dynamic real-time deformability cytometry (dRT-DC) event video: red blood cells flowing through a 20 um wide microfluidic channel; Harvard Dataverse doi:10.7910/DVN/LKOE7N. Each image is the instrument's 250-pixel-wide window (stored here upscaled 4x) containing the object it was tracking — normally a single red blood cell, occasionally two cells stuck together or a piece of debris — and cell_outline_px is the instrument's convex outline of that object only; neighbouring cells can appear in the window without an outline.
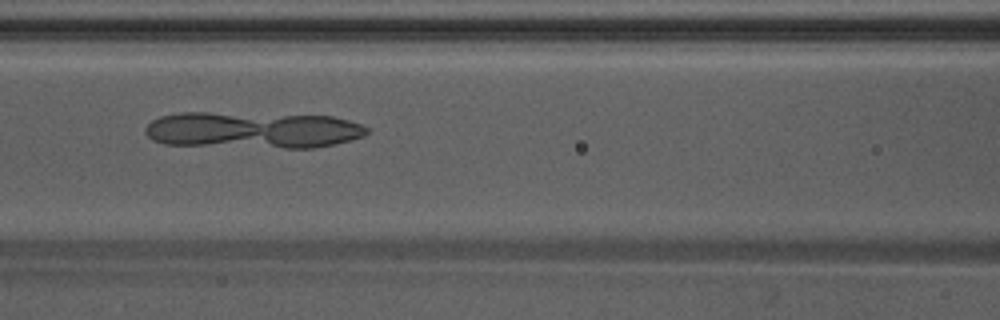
{"species": "Egyptian fruit bat (a non-hibernating species)", "species_latin": "Rousettus aegyptiacus", "temperature_condition": "warm", "stored_images_in_passage": 36, "camera_frame_rate_fps": 3000, "um_per_image_px": 0.085, "animal": {"sex": "male"}, "frame": {"image": 1, "passage_image": 11, "time_ms": 3.333, "image_size_px": [1000, 320], "cell_outline_px": [[368, 132], [364, 136], [316, 148], [284, 148], [164, 144], [152, 140], [144, 132], [144, 128], [152, 120], [160, 116], [180, 112], [208, 112], [332, 116], [364, 124], [368, 128]], "centroid_in_image_um": [21.46, 11.05], "position_along_channel_um": 145.1, "area_um2": 47.45}}